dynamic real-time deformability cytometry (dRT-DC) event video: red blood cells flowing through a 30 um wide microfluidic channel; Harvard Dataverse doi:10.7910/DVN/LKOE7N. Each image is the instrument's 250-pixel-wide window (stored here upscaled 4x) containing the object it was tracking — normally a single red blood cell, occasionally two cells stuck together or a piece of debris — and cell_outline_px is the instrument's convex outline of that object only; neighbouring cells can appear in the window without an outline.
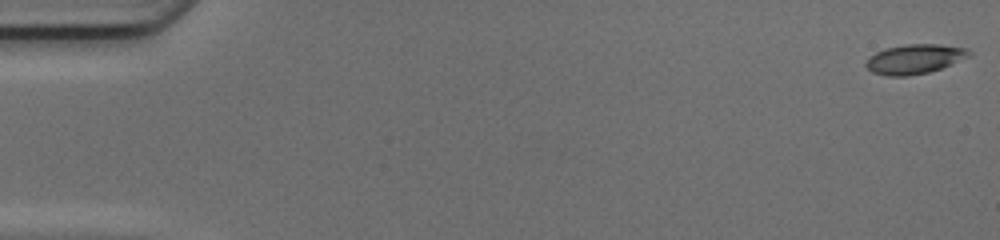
{"species": "common noctule bat (a hibernating species)", "species_latin": "Nyctalus noctula", "temperature_condition": "cold", "stored_images_in_passage": 17, "camera_frame_rate_fps": 3000, "um_per_image_px": 0.085, "animal": {"sex": "female", "body_mass_g": 17.0, "forearm_length_mm": 48.0}, "frame": {"image": 1, "passage_image": 1, "time_ms": 0.0, "image_size_px": [1000, 240], "cell_outline_px": [[972, 56], [940, 68], [928, 72], [908, 76], [888, 76], [872, 72], [864, 64], [868, 56], [884, 48], [904, 44], [940, 44], [968, 48], [972, 52]], "centroid_in_image_um": [77.74, 5.0], "position_along_channel_um": 7.3, "area_um2": 17.98}}
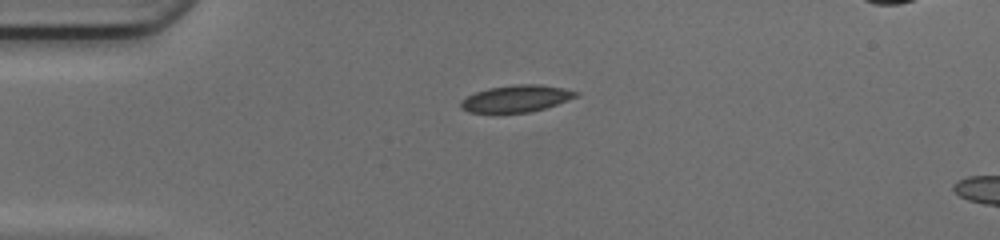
{"frame": {"image": 2, "passage_image": 13, "time_ms": 4.0, "image_size_px": [1000, 240], "cell_outline_px": [[580, 96], [544, 108], [528, 112], [496, 116], [492, 116], [468, 112], [460, 108], [460, 100], [476, 92], [488, 88], [516, 84], [540, 84], [564, 88], [580, 92]], "centroid_in_image_um": [43.82, 8.43], "position_along_channel_um": 41.2, "area_um2": 18.9}}